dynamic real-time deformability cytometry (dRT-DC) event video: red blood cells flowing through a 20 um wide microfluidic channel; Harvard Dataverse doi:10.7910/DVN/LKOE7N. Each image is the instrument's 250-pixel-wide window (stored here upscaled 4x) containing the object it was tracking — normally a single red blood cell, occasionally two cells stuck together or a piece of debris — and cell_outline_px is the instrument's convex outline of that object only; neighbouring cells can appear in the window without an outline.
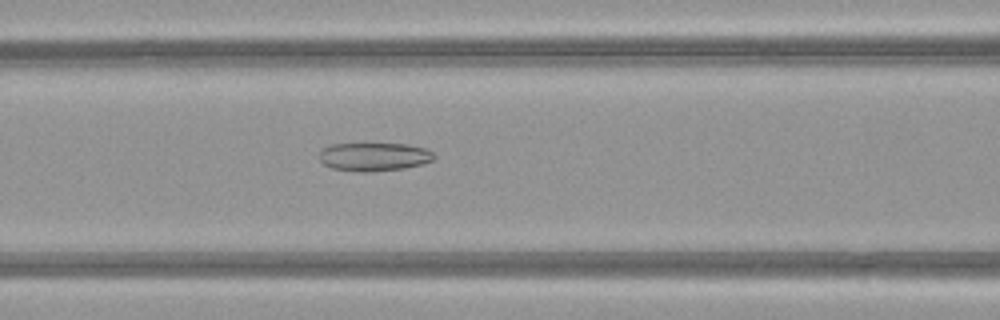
{"species": "common noctule bat (a hibernating species)", "species_latin": "Nyctalus noctula", "temperature_condition": "warm", "stored_images_in_passage": 37, "camera_frame_rate_fps": 3000, "um_per_image_px": 0.085, "animal": {"sex": "female", "body_mass_g": 21.9}, "frame": {"image": 1, "passage_image": 8, "time_ms": 2.333, "image_size_px": [1000, 320], "cell_outline_px": [[436, 156], [432, 160], [424, 164], [404, 168], [372, 172], [364, 172], [332, 168], [324, 164], [320, 160], [320, 152], [324, 148], [332, 144], [408, 144], [424, 148], [432, 152]], "centroid_in_image_um": [31.82, 13.33], "position_along_channel_um": 134.8, "area_um2": 18.9}}
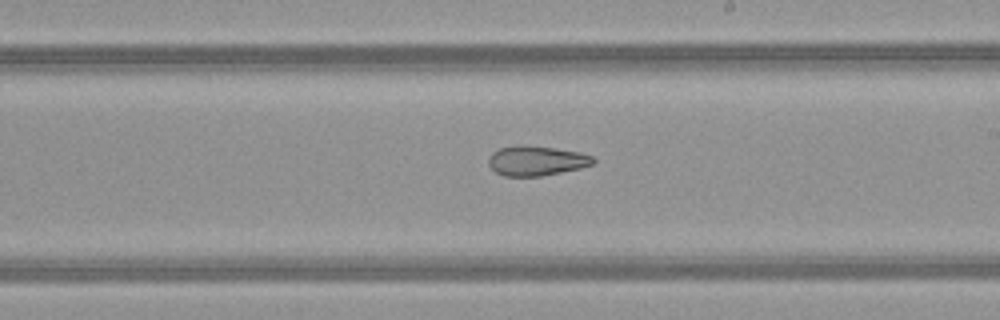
{"frame": {"image": 2, "passage_image": 16, "time_ms": 5.0, "image_size_px": [1000, 320], "cell_outline_px": [[596, 160], [592, 164], [580, 168], [540, 176], [504, 176], [496, 172], [488, 164], [488, 160], [492, 152], [500, 148], [556, 148], [580, 152], [592, 156]], "centroid_in_image_um": [45.62, 13.71], "position_along_channel_um": 243.4, "area_um2": 17.34}}
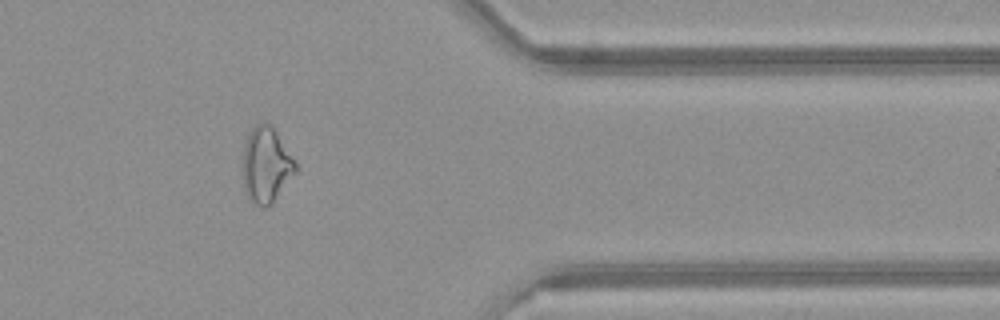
{"frame": {"image": 3, "passage_image": 28, "time_ms": 9.0, "image_size_px": [1000, 320], "cell_outline_px": [[296, 172], [272, 204], [264, 208], [256, 204], [248, 196], [244, 188], [244, 144], [248, 132], [256, 124], [264, 120], [276, 132], [296, 160]], "centroid_in_image_um": [22.64, 14.01], "position_along_channel_um": 388.8, "area_um2": 23.06}, "authors_computed_cell_mechanics": {"area_um2": 19.9988, "velocity_mm_per_s": 4.0715, "shape_relaxation_time_tau1_ms": null, "shape_relaxation_time_tau2_ms": 5.32, "deformation_change_tau1": null, "deformation_change_tau2": 0.1622}}